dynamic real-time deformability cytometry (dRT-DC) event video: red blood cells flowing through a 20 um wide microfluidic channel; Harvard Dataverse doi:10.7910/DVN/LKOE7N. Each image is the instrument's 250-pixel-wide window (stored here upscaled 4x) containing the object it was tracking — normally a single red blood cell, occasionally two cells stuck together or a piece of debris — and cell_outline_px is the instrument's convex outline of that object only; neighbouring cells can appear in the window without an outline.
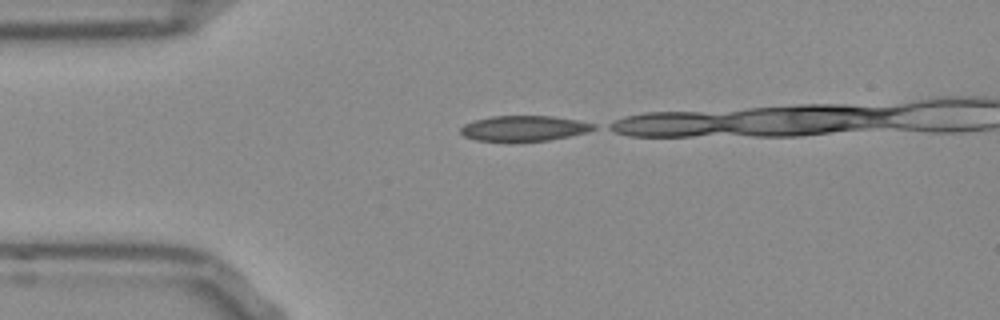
{"species": "Egyptian fruit bat (a non-hibernating species)", "species_latin": "Rousettus aegyptiacus", "temperature_condition": "room temperature", "stored_images_in_passage": 10, "camera_frame_rate_fps": 3000, "um_per_image_px": 0.085, "frame": {"image": 1, "passage_image": 1, "time_ms": 0.0, "image_size_px": [1000, 320], "cell_outline_px": [[596, 128], [584, 132], [568, 136], [548, 140], [476, 140], [464, 136], [460, 132], [460, 128], [464, 124], [476, 120], [492, 116], [552, 116], [576, 120], [596, 124]], "centroid_in_image_um": [44.52, 10.89], "position_along_channel_um": 40.5, "area_um2": 19.13}}
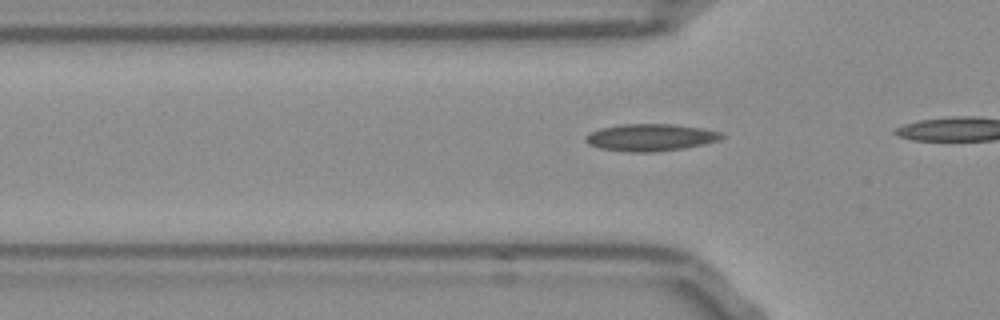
{"frame": {"image": 2, "passage_image": 5, "time_ms": 1.333, "image_size_px": [1000, 320], "cell_outline_px": [[724, 136], [716, 140], [704, 144], [684, 148], [652, 152], [628, 152], [600, 148], [588, 144], [584, 140], [584, 136], [600, 128], [624, 124], [676, 124], [700, 128], [720, 132]], "centroid_in_image_um": [55.25, 11.68], "position_along_channel_um": 70.6, "area_um2": 21.33}}
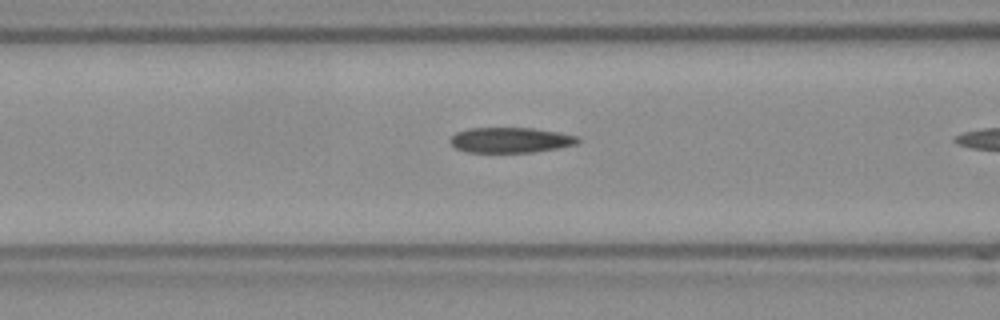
{"frame": {"image": 3, "passage_image": 9, "time_ms": 2.667, "image_size_px": [1000, 320], "cell_outline_px": [[580, 140], [576, 144], [560, 148], [532, 152], [468, 152], [456, 148], [448, 140], [456, 132], [468, 128], [532, 128], [556, 132], [576, 136]], "centroid_in_image_um": [43.37, 11.9], "position_along_channel_um": 123.2, "area_um2": 18.73}}